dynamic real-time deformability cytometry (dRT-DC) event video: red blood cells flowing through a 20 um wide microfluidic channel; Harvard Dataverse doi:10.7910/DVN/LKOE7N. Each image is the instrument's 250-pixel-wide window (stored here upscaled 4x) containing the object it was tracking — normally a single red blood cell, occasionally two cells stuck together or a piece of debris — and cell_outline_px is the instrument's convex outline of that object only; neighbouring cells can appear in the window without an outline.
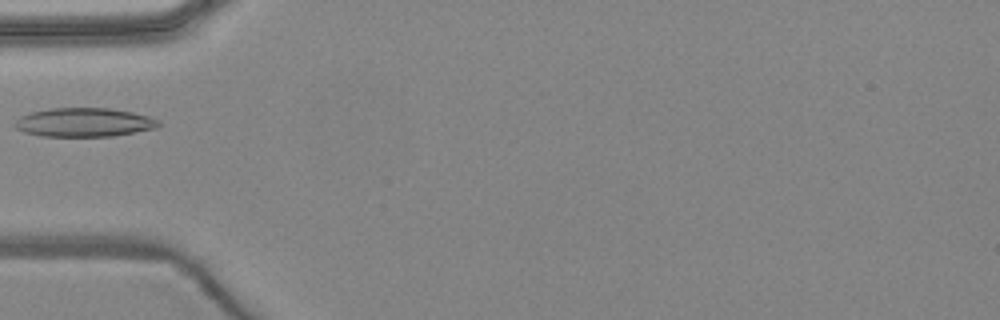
{"species": "common noctule bat (a hibernating species)", "species_latin": "Nyctalus noctula", "temperature_condition": "warm", "stored_images_in_passage": 4, "camera_frame_rate_fps": 3000, "um_per_image_px": 0.085, "animal": {"sex": "female", "body_mass_g": 24.6, "forearm_length_mm": 56.2}, "frame": {"image": 1, "passage_image": 3, "time_ms": 2.667, "image_size_px": [1000, 320], "cell_outline_px": [[160, 124], [156, 128], [112, 136], [40, 136], [24, 132], [16, 128], [12, 124], [20, 116], [32, 112], [52, 108], [108, 108], [132, 112], [148, 116], [160, 120]], "centroid_in_image_um": [7.13, 10.4], "position_along_channel_um": 77.9, "area_um2": 24.1}}
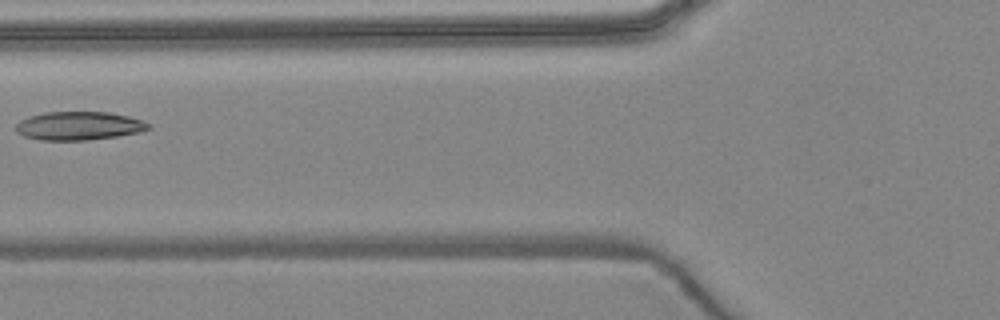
{"frame": {"image": 2, "passage_image": 4, "time_ms": 3.667, "image_size_px": [1000, 320], "cell_outline_px": [[152, 128], [140, 132], [116, 136], [88, 140], [40, 140], [24, 136], [16, 132], [16, 124], [20, 120], [28, 116], [44, 112], [108, 112], [128, 116], [140, 120], [148, 124]], "centroid_in_image_um": [6.67, 10.69], "position_along_channel_um": 119.1, "area_um2": 21.96}}